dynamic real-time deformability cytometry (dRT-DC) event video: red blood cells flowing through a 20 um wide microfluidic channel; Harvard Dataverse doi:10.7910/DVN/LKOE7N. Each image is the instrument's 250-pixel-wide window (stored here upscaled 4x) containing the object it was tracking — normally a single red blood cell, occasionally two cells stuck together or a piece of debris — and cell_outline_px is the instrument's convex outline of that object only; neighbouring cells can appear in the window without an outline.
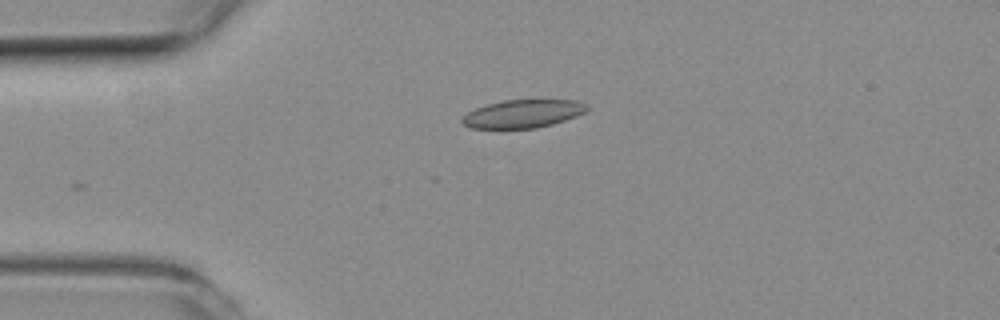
{"species": "common noctule bat (a hibernating species)", "species_latin": "Nyctalus noctula", "temperature_condition": "room temperature", "stored_images_in_passage": 22, "camera_frame_rate_fps": 3000, "um_per_image_px": 0.085, "animal": {"sex": "female", "body_mass_g": 19.3, "forearm_length_mm": 54.1}, "frame": {"image": 1, "passage_image": 1, "time_ms": 0.0, "image_size_px": [1000, 320], "cell_outline_px": [[588, 108], [584, 112], [576, 116], [552, 124], [536, 128], [468, 128], [460, 120], [468, 112], [476, 108], [488, 104], [504, 100], [576, 100], [588, 104]], "centroid_in_image_um": [44.45, 9.67], "position_along_channel_um": 40.6, "area_um2": 20.29}}
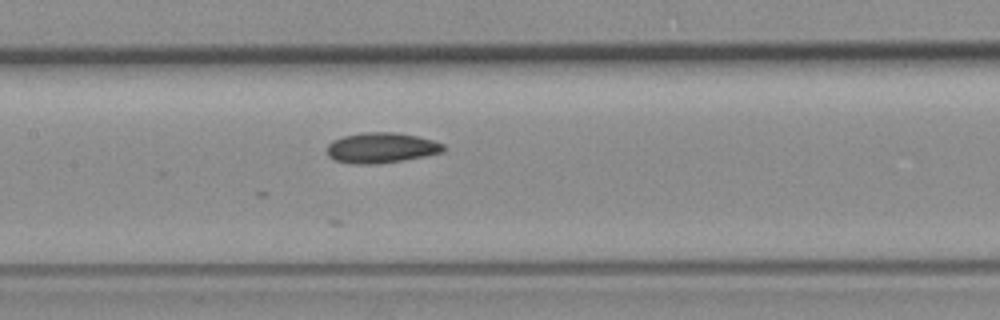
{"frame": {"image": 2, "passage_image": 13, "time_ms": 4.0, "image_size_px": [1000, 320], "cell_outline_px": [[448, 148], [444, 152], [404, 160], [380, 164], [352, 164], [332, 160], [328, 156], [328, 144], [332, 140], [344, 136], [364, 132], [396, 132], [416, 136], [432, 140], [444, 144]], "centroid_in_image_um": [32.42, 12.57], "position_along_channel_um": 175.0, "area_um2": 20.87}}
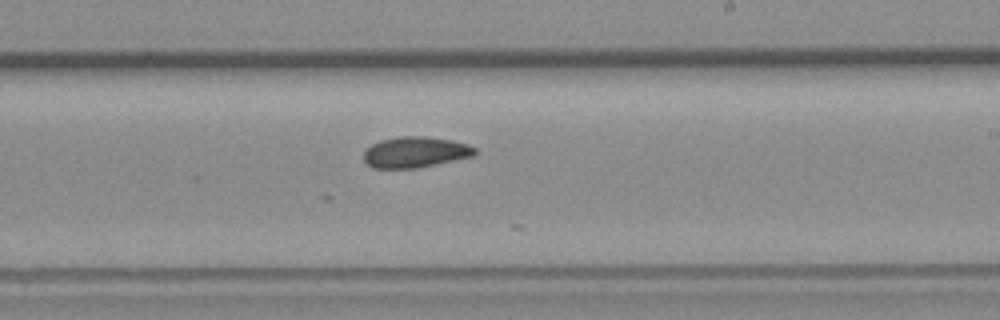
{"frame": {"image": 3, "passage_image": 19, "time_ms": 6.0, "image_size_px": [1000, 320], "cell_outline_px": [[476, 152], [472, 156], [416, 168], [372, 168], [364, 160], [364, 152], [372, 144], [380, 140], [400, 136], [424, 136], [452, 140], [468, 144], [476, 148]], "centroid_in_image_um": [35.28, 12.92], "position_along_channel_um": 253.7, "area_um2": 19.83}}